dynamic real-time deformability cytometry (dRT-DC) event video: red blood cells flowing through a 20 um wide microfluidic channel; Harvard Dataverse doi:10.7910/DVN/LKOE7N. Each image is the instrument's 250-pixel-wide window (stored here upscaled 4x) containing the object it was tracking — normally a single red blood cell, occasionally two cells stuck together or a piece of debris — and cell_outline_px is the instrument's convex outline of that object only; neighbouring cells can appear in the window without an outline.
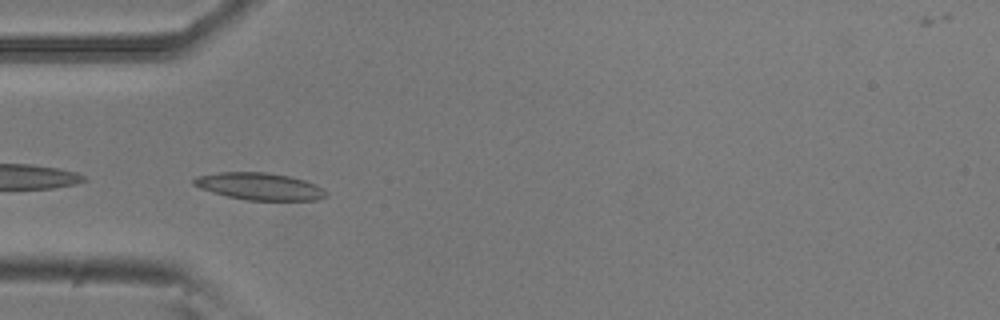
{"species": "common noctule bat (a hibernating species)", "species_latin": "Nyctalus noctula", "temperature_condition": "room temperature", "stored_images_in_passage": 39, "camera_frame_rate_fps": 3000, "um_per_image_px": 0.085, "animal": {"sex": "male", "body_mass_g": 20.5, "forearm_length_mm": 52.5}, "frame": {"image": 1, "passage_image": 1, "time_ms": 0.0, "image_size_px": [1000, 320], "cell_outline_px": [[328, 196], [320, 200], [248, 200], [228, 196], [200, 188], [192, 184], [192, 180], [196, 176], [220, 172], [268, 172], [288, 176], [304, 180], [316, 184], [324, 188], [328, 192]], "centroid_in_image_um": [22.11, 15.84], "position_along_channel_um": 62.9, "area_um2": 20.98}}
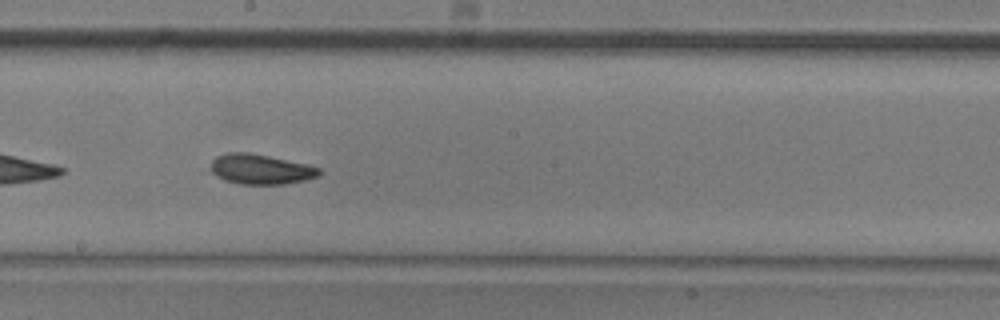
{"frame": {"image": 2, "passage_image": 14, "time_ms": 4.333, "image_size_px": [1000, 320], "cell_outline_px": [[320, 176], [304, 180], [284, 184], [240, 184], [224, 180], [216, 176], [212, 172], [212, 160], [216, 156], [228, 152], [248, 152], [308, 164], [320, 168]], "centroid_in_image_um": [22.16, 14.38], "position_along_channel_um": 226.0, "area_um2": 18.96}}
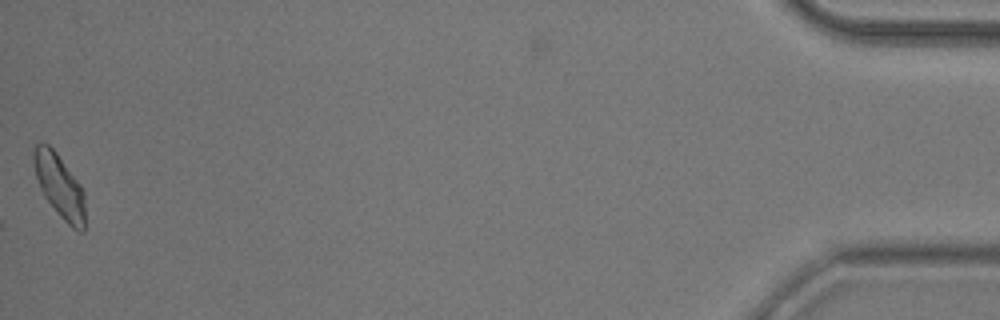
{"frame": {"image": 3, "passage_image": 38, "time_ms": 12.333, "image_size_px": [1000, 320], "cell_outline_px": [[84, 232], [80, 232], [72, 228], [60, 216], [44, 196], [40, 188], [36, 176], [32, 160], [32, 152], [36, 144], [40, 140], [48, 144], [56, 152], [80, 184], [84, 192]], "centroid_in_image_um": [5.03, 15.77], "position_along_channel_um": 430.2, "area_um2": 19.02}}